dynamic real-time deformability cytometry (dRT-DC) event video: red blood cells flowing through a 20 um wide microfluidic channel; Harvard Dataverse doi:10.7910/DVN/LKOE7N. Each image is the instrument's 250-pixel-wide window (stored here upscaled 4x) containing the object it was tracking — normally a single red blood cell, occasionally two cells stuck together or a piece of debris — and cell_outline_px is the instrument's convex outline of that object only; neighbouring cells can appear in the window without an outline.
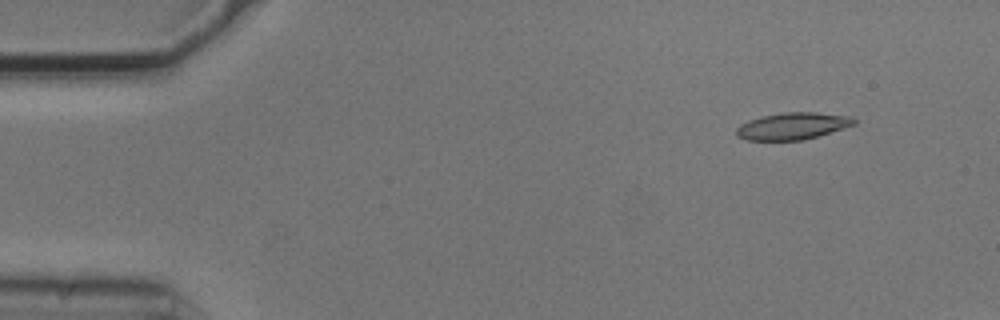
{"species": "common noctule bat (a hibernating species)", "species_latin": "Nyctalus noctula", "temperature_condition": "cold", "stored_images_in_passage": 4, "segment_of_instrument_passage": [1, 2], "camera_frame_rate_fps": 3000, "um_per_image_px": 0.085, "animal": {"sex": "male", "body_mass_g": 20.5, "forearm_length_mm": 52.5}, "frame": {"image": 1, "passage_image": 1, "time_ms": 0.0, "image_size_px": [1000, 320], "cell_outline_px": [[856, 124], [804, 140], [748, 140], [736, 136], [736, 128], [740, 124], [748, 120], [764, 116], [784, 112], [816, 112], [852, 116], [856, 120]], "centroid_in_image_um": [67.37, 10.71], "position_along_channel_um": 17.6, "area_um2": 18.44}}